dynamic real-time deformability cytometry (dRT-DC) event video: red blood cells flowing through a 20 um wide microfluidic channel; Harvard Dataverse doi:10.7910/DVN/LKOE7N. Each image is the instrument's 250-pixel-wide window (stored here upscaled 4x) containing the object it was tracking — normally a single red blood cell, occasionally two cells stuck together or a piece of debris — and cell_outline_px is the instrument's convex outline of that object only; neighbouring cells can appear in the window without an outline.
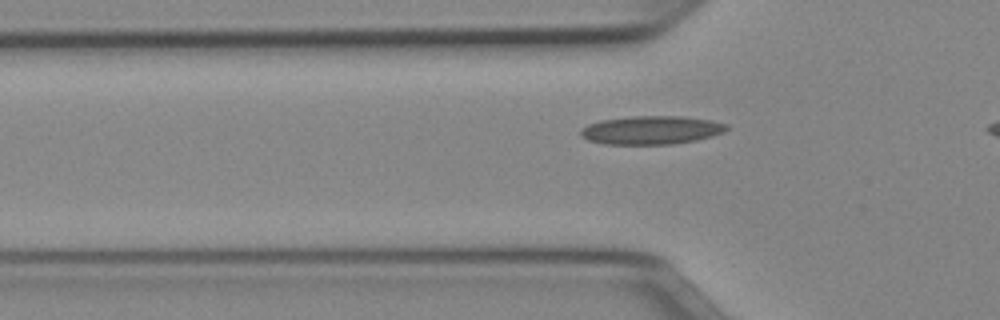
{"species": "Egyptian fruit bat (a non-hibernating species)", "species_latin": "Rousettus aegyptiacus", "temperature_condition": "cold", "stored_images_in_passage": 5, "camera_frame_rate_fps": 3000, "um_per_image_px": 0.085, "animal": {"sex": "female"}, "frame": {"image": 1, "passage_image": 2, "time_ms": 0.333, "image_size_px": [1000, 320], "cell_outline_px": [[728, 128], [724, 132], [712, 136], [696, 140], [672, 144], [604, 144], [588, 140], [580, 136], [580, 128], [588, 124], [600, 120], [632, 116], [680, 116], [712, 120], [728, 124]], "centroid_in_image_um": [55.35, 11.05], "position_along_channel_um": 70.5, "area_um2": 24.33}}